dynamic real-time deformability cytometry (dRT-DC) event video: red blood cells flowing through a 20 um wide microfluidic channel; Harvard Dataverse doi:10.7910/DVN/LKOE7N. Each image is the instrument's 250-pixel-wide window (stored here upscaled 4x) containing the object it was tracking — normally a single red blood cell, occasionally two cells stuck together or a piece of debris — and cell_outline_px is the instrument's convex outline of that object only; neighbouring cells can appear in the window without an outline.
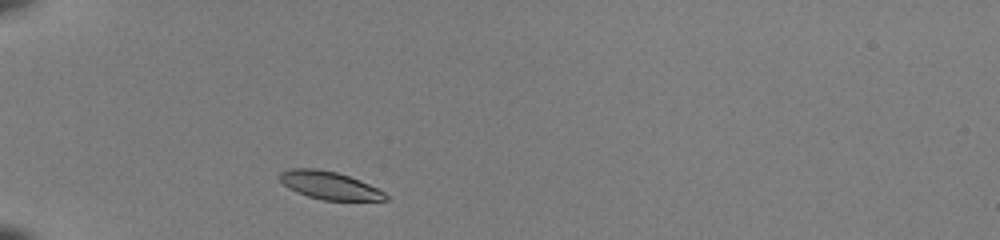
{"species": "common noctule bat (a hibernating species)", "species_latin": "Nyctalus noctula", "temperature_condition": "room temperature", "stored_images_in_passage": 36, "camera_frame_rate_fps": 3000, "um_per_image_px": 0.085, "animal": {"sex": "female", "body_mass_g": 22.0, "forearm_length_mm": 56.7}, "frame": {"image": 1, "passage_image": 1, "time_ms": 0.0, "image_size_px": [1000, 240], "cell_outline_px": [[388, 200], [324, 200], [308, 196], [296, 192], [288, 188], [276, 176], [280, 172], [292, 168], [316, 168], [336, 172], [360, 180], [384, 192], [388, 196]], "centroid_in_image_um": [27.95, 15.75], "position_along_channel_um": 57.0, "area_um2": 17.11}}
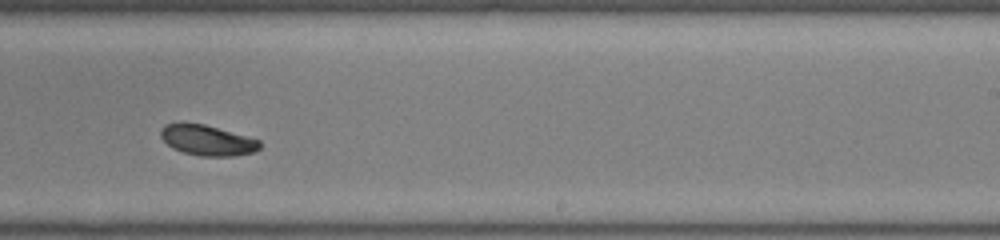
{"frame": {"image": 2, "passage_image": 19, "time_ms": 6.0, "image_size_px": [1000, 240], "cell_outline_px": [[260, 148], [256, 152], [236, 156], [200, 156], [184, 152], [172, 148], [160, 136], [160, 128], [164, 124], [204, 124], [260, 140]], "centroid_in_image_um": [17.64, 11.94], "position_along_channel_um": 271.4, "area_um2": 17.4}}
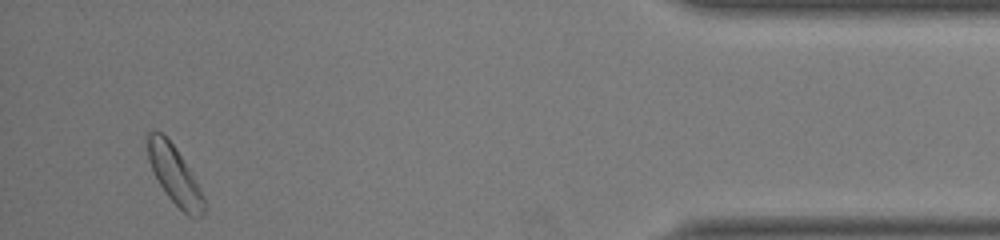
{"frame": {"image": 3, "passage_image": 34, "time_ms": 11.0, "image_size_px": [1000, 240], "cell_outline_px": [[208, 204], [204, 216], [196, 220], [188, 216], [168, 196], [160, 184], [148, 160], [144, 136], [148, 132], [160, 132], [176, 148], [200, 188]], "centroid_in_image_um": [14.87, 14.93], "position_along_channel_um": 420.3, "area_um2": 19.25}, "authors_computed_cell_mechanics": {"area_um2": 18.1781, "velocity_mm_per_s": 3.9436, "shape_relaxation_time_tau1_ms": 2.1268, "shape_relaxation_time_tau2_ms": null, "deformation_change_tau1": 0.1106, "deformation_change_tau2": null}}